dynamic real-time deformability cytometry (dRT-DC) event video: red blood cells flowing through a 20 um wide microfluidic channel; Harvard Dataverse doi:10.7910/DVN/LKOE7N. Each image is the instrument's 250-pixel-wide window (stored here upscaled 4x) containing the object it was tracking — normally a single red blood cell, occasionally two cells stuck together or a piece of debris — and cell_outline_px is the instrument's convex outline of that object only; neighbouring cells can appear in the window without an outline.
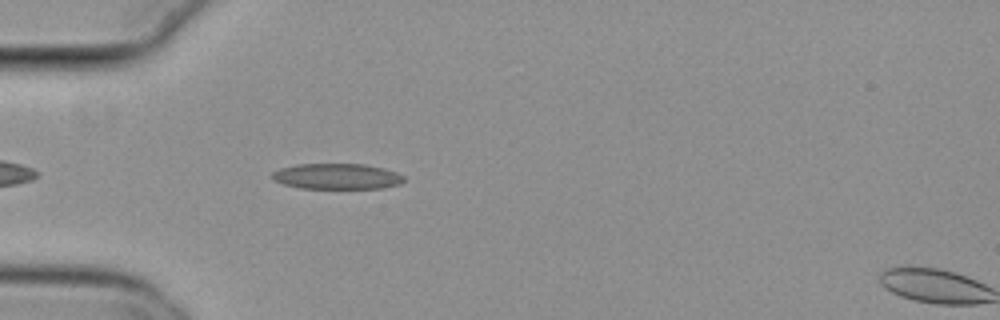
{"species": "common noctule bat (a hibernating species)", "species_latin": "Nyctalus noctula", "temperature_condition": "cold", "stored_images_in_passage": 2, "camera_frame_rate_fps": 3000, "um_per_image_px": 0.085, "animal": {"sex": "female", "body_mass_g": 29.2, "forearm_length_mm": 56.3}, "frame": {"image": 1, "passage_image": 1, "time_ms": 0.0, "image_size_px": [1000, 320], "cell_outline_px": [[404, 180], [400, 184], [384, 188], [300, 188], [284, 184], [272, 180], [272, 172], [280, 168], [296, 164], [364, 164], [384, 168], [396, 172], [404, 176]], "centroid_in_image_um": [28.63, 14.99], "position_along_channel_um": 56.4, "area_um2": 19.77}}